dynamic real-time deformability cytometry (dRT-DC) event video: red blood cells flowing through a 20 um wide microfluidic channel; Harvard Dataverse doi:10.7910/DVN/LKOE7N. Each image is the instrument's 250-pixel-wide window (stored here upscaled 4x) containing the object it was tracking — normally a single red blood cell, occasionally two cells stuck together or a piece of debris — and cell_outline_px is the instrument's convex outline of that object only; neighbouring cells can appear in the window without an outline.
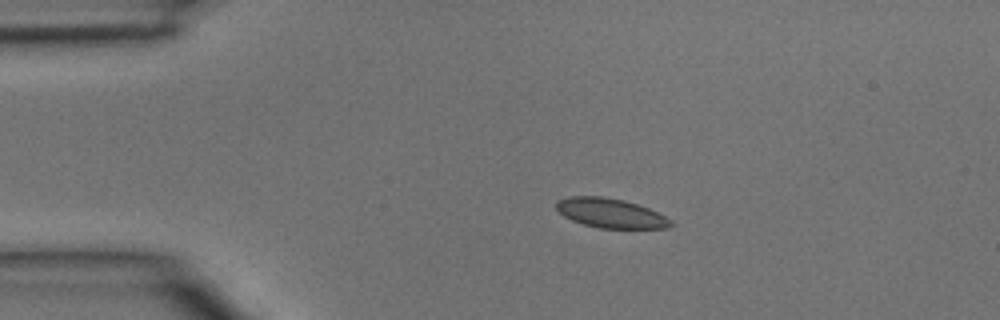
{"species": "common noctule bat (a hibernating species)", "species_latin": "Nyctalus noctula", "temperature_condition": "room temperature", "stored_images_in_passage": 3, "camera_frame_rate_fps": 3000, "um_per_image_px": 0.085, "animal": {"sex": "male", "body_mass_g": 15.6}, "frame": {"image": 1, "passage_image": 2, "time_ms": 0.333, "image_size_px": [1000, 320], "cell_outline_px": [[676, 224], [668, 228], [600, 228], [584, 224], [572, 220], [564, 216], [556, 208], [556, 200], [568, 196], [604, 196], [624, 200], [648, 208], [672, 220]], "centroid_in_image_um": [51.9, 18.11], "position_along_channel_um": 33.1, "area_um2": 19.65}}